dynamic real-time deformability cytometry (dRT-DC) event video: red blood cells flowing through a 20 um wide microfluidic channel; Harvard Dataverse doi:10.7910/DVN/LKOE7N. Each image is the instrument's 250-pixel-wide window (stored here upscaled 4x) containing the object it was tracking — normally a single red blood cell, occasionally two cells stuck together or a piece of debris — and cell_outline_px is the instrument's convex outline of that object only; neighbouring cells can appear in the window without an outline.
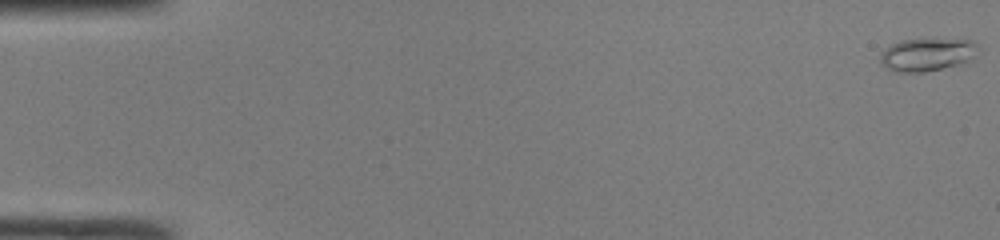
{"species": "common noctule bat (a hibernating species)", "species_latin": "Nyctalus noctula", "temperature_condition": "room temperature", "stored_images_in_passage": 49, "camera_frame_rate_fps": 3000, "um_per_image_px": 0.085, "animal": {"sex": "male", "body_mass_g": 19.0, "forearm_length_mm": 50.8}, "frame": {"image": 1, "passage_image": 1, "time_ms": 0.0, "image_size_px": [1000, 240], "cell_outline_px": [[976, 44], [964, 60], [956, 64], [924, 72], [896, 72], [880, 64], [880, 52], [892, 44], [900, 40], [972, 40]], "centroid_in_image_um": [78.6, 4.65], "position_along_channel_um": 6.4, "area_um2": 17.63}}
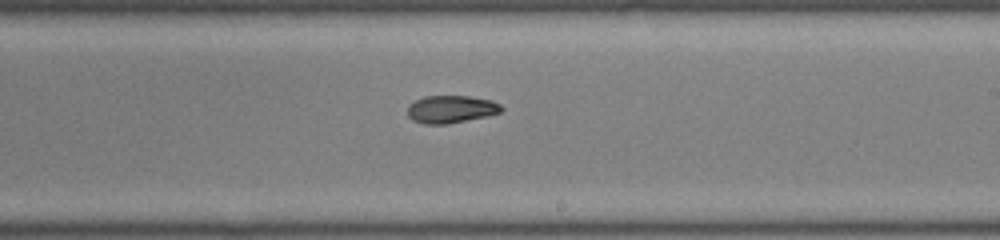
{"frame": {"image": 2, "passage_image": 30, "time_ms": 9.667, "image_size_px": [1000, 240], "cell_outline_px": [[504, 108], [500, 112], [488, 116], [448, 124], [424, 124], [412, 120], [408, 116], [408, 104], [424, 96], [468, 96], [492, 100], [500, 104]], "centroid_in_image_um": [38.34, 9.28], "position_along_channel_um": 250.7, "area_um2": 15.2}}
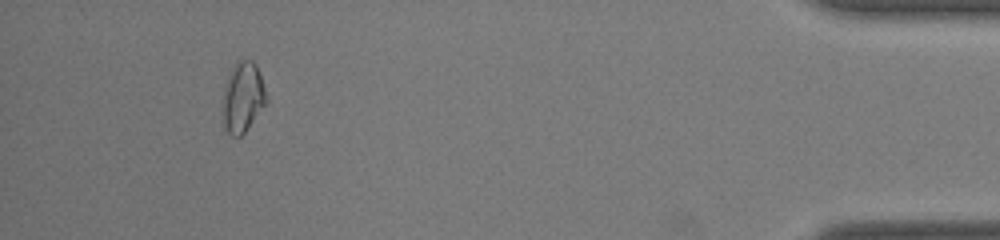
{"frame": {"image": 3, "passage_image": 46, "time_ms": 15.0, "image_size_px": [1000, 240], "cell_outline_px": [[268, 100], [244, 132], [240, 136], [232, 136], [224, 128], [224, 88], [236, 64], [240, 60], [252, 60], [256, 64]], "centroid_in_image_um": [20.66, 8.28], "position_along_channel_um": 414.5, "area_um2": 16.99}, "authors_computed_cell_mechanics": {"area_um2": 15.8372, "velocity_mm_per_s": 4.2233, "shape_relaxation_time_tau1_ms": null, "shape_relaxation_time_tau2_ms": 8.6659, "deformation_change_tau1": null, "deformation_change_tau2": 0.1014}}